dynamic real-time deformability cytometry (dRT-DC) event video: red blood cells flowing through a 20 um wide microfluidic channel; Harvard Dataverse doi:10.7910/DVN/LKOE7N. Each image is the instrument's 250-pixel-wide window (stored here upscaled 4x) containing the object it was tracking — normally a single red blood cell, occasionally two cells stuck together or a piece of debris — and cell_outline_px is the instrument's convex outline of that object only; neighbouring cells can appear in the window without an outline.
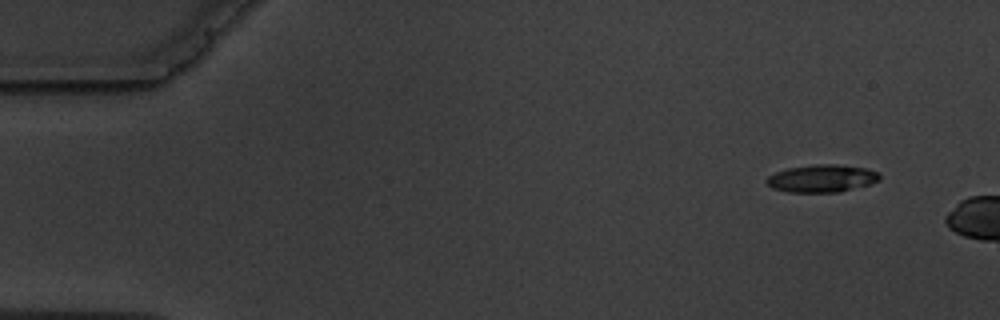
{"species": "common noctule bat (a hibernating species)", "species_latin": "Nyctalus noctula", "temperature_condition": "warm", "stored_images_in_passage": 2, "camera_frame_rate_fps": 3000, "um_per_image_px": 0.085, "animal": {"sex": "male", "body_mass_g": 19.5, "forearm_length_mm": 54.6}, "frame": {"image": 1, "passage_image": 1, "time_ms": 0.0, "image_size_px": [1000, 320], "cell_outline_px": [[880, 180], [868, 184], [840, 192], [788, 192], [772, 188], [764, 180], [768, 176], [776, 172], [788, 168], [816, 164], [836, 164], [868, 168], [880, 172]], "centroid_in_image_um": [69.87, 15.16], "position_along_channel_um": 15.1, "area_um2": 18.21}}